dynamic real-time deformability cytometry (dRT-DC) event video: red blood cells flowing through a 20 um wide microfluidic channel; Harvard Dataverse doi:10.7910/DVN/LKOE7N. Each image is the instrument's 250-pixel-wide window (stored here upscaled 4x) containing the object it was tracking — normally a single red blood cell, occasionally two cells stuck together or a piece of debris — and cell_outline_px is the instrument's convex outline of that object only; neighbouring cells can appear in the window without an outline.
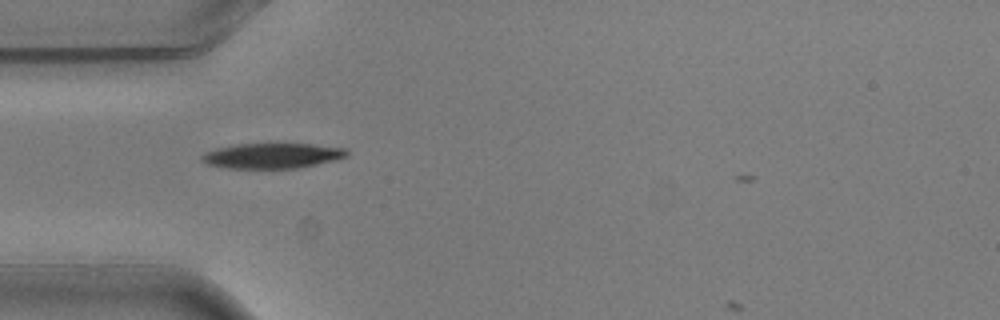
{"species": "common noctule bat (a hibernating species)", "species_latin": "Nyctalus noctula", "temperature_condition": "warm", "stored_images_in_passage": 2, "camera_frame_rate_fps": 3000, "um_per_image_px": 0.085, "animal": {"sex": "male", "body_mass_g": 20.5, "forearm_length_mm": 52.5}, "frame": {"image": 1, "passage_image": 1, "time_ms": 0.0, "image_size_px": [1000, 320], "cell_outline_px": [[348, 156], [336, 160], [300, 168], [228, 168], [208, 164], [200, 160], [200, 156], [204, 152], [216, 148], [236, 144], [312, 144], [344, 148], [348, 152]], "centroid_in_image_um": [23.13, 13.24], "position_along_channel_um": 61.9, "area_um2": 21.39}}
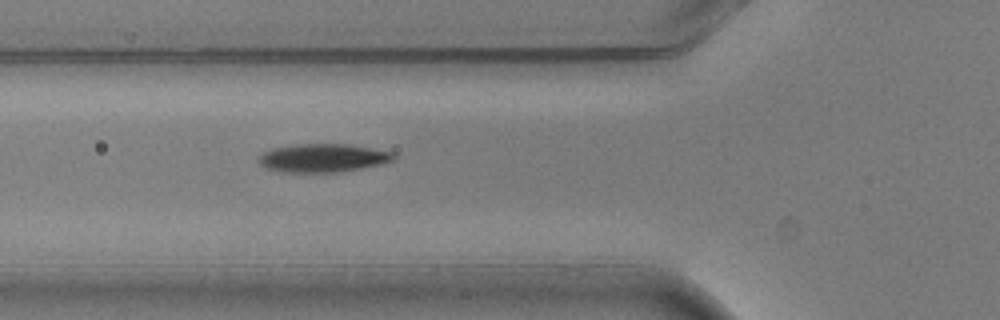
{"frame": {"image": 2, "passage_image": 2, "time_ms": 0.333, "image_size_px": [1000, 320], "cell_outline_px": [[396, 160], [384, 164], [336, 172], [280, 172], [264, 168], [256, 160], [264, 152], [272, 148], [296, 144], [348, 144], [396, 152]], "centroid_in_image_um": [27.47, 13.42], "position_along_channel_um": 98.3, "area_um2": 22.6}}